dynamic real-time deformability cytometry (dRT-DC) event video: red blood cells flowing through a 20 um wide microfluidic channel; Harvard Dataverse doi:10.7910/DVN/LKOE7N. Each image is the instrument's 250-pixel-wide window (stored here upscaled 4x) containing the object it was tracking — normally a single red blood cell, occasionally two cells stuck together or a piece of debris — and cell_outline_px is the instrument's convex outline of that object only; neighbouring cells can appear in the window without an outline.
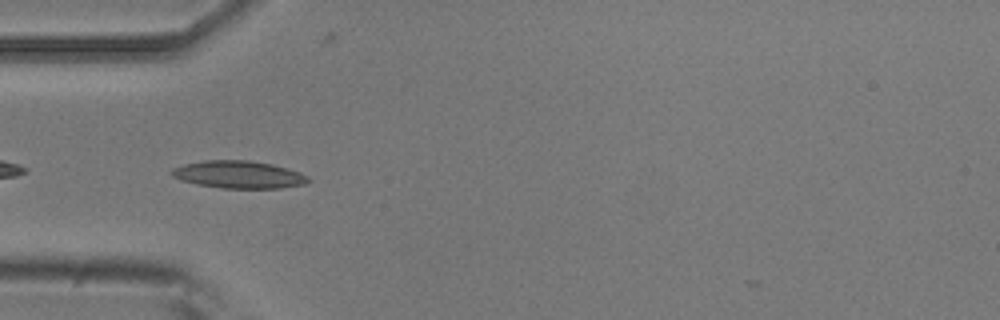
{"species": "common noctule bat (a hibernating species)", "species_latin": "Nyctalus noctula", "temperature_condition": "room temperature", "stored_images_in_passage": 8, "camera_frame_rate_fps": 3000, "um_per_image_px": 0.085, "animal": {"sex": "male", "body_mass_g": 20.5, "forearm_length_mm": 52.5}, "frame": {"image": 1, "passage_image": 5, "time_ms": 4.667, "image_size_px": [1000, 320], "cell_outline_px": [[312, 180], [304, 184], [280, 188], [224, 188], [196, 184], [180, 180], [172, 176], [168, 172], [172, 168], [184, 164], [204, 160], [248, 160], [272, 164], [288, 168], [300, 172], [308, 176]], "centroid_in_image_um": [20.28, 14.83], "position_along_channel_um": 64.7, "area_um2": 22.02}}
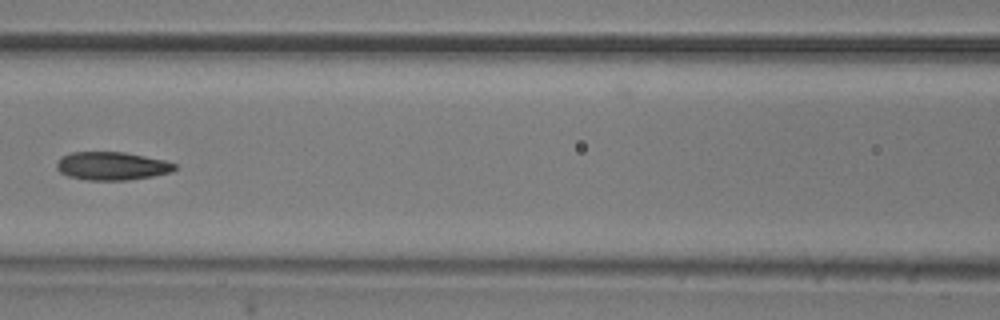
{"frame": {"image": 2, "passage_image": 7, "time_ms": 7.0, "image_size_px": [1000, 320], "cell_outline_px": [[176, 168], [172, 172], [152, 176], [128, 180], [88, 180], [68, 176], [60, 172], [56, 168], [56, 164], [60, 156], [72, 152], [124, 152], [164, 160], [176, 164]], "centroid_in_image_um": [9.49, 14.1], "position_along_channel_um": 157.1, "area_um2": 19.42}}
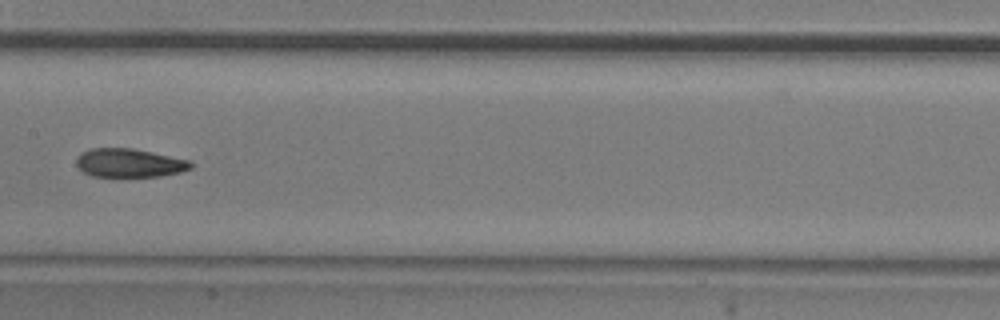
{"frame": {"image": 3, "passage_image": 8, "time_ms": 8.0, "image_size_px": [1000, 320], "cell_outline_px": [[192, 168], [180, 172], [160, 176], [92, 176], [84, 172], [76, 164], [76, 160], [84, 152], [92, 148], [132, 148], [192, 160]], "centroid_in_image_um": [11.05, 13.85], "position_along_channel_um": 196.4, "area_um2": 18.9}}